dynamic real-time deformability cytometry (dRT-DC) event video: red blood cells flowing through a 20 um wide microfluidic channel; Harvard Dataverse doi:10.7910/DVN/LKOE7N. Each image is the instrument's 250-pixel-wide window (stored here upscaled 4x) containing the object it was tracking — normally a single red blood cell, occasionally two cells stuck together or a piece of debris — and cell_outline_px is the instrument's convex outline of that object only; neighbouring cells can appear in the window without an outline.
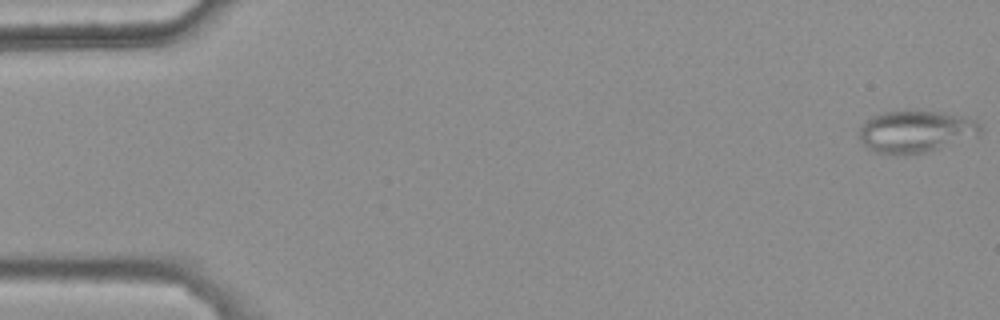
{"species": "common noctule bat (a hibernating species)", "species_latin": "Nyctalus noctula", "temperature_condition": "warm", "stored_images_in_passage": 48, "camera_frame_rate_fps": 3000, "um_per_image_px": 0.085, "animal": {"sex": "female", "body_mass_g": 25.1}, "frame": {"image": 1, "passage_image": 1, "time_ms": 0.0, "image_size_px": [1000, 320], "cell_outline_px": [[984, 128], [976, 136], [940, 148], [924, 152], [872, 152], [860, 140], [860, 124], [872, 116], [880, 112], [912, 108], [916, 108], [976, 116]], "centroid_in_image_um": [77.92, 11.07], "position_along_channel_um": 7.1, "area_um2": 30.52}}
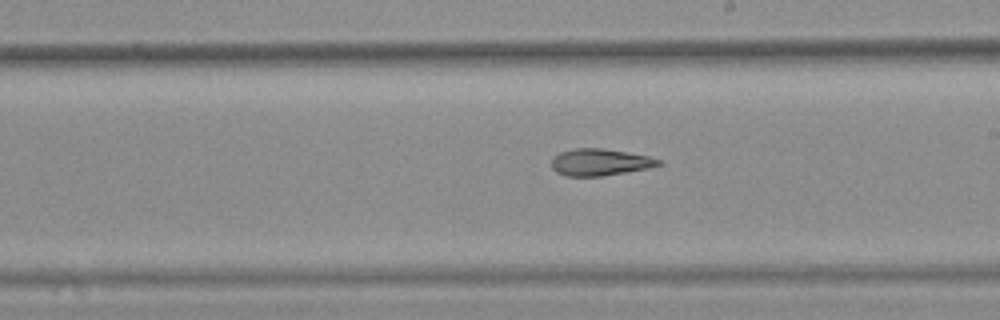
{"frame": {"image": 2, "passage_image": 31, "time_ms": 10.0, "image_size_px": [1000, 320], "cell_outline_px": [[664, 164], [648, 168], [604, 176], [564, 176], [556, 172], [552, 168], [552, 156], [560, 152], [576, 148], [604, 148], [628, 152], [648, 156], [664, 160]], "centroid_in_image_um": [51.02, 13.78], "position_along_channel_um": 238.0, "area_um2": 16.99}}
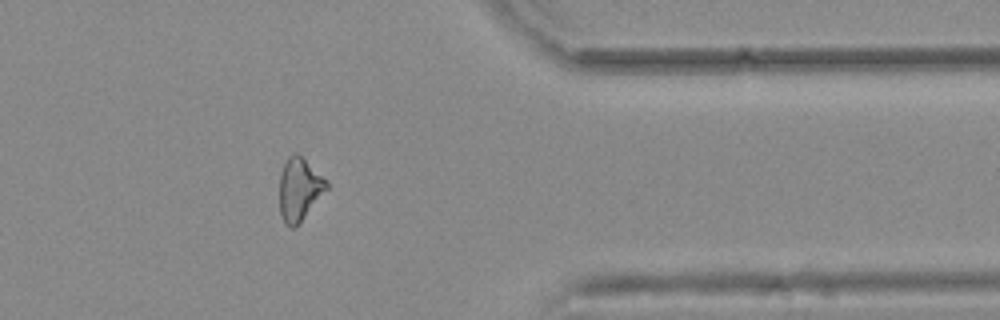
{"frame": {"image": 3, "passage_image": 44, "time_ms": 14.333, "image_size_px": [1000, 320], "cell_outline_px": [[328, 188], [300, 224], [292, 228], [284, 220], [280, 212], [280, 176], [284, 164], [288, 156], [292, 152], [296, 152], [328, 184]], "centroid_in_image_um": [25.42, 16.12], "position_along_channel_um": 386.0, "area_um2": 16.7}, "authors_computed_cell_mechanics": {"area_um2": 17.5134, "velocity_mm_per_s": 3.7679, "shape_relaxation_time_tau1_ms": null, "shape_relaxation_time_tau2_ms": 9.7962, "deformation_change_tau1": null, "deformation_change_tau2": 0.2335}}